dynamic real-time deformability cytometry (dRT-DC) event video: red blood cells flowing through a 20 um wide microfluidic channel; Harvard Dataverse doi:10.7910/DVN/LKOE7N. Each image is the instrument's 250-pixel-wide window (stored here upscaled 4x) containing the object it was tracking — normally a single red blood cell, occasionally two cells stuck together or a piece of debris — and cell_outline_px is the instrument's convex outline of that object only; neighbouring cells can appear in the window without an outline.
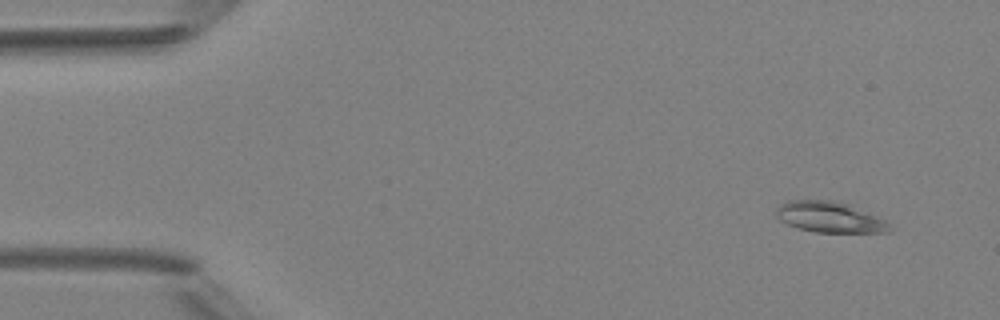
{"species": "Egyptian fruit bat (a non-hibernating species)", "species_latin": "Rousettus aegyptiacus", "temperature_condition": "room temperature", "stored_images_in_passage": 4, "camera_frame_rate_fps": 3000, "um_per_image_px": 0.085, "animal": {"sex": "female"}, "frame": {"image": 1, "passage_image": 1, "time_ms": 0.0, "image_size_px": [1000, 320], "cell_outline_px": [[892, 232], [816, 232], [800, 228], [788, 224], [780, 220], [776, 216], [776, 208], [780, 204], [788, 200], [832, 200], [848, 204], [884, 220], [888, 224]], "centroid_in_image_um": [70.47, 18.45], "position_along_channel_um": 14.5, "area_um2": 20.0}}
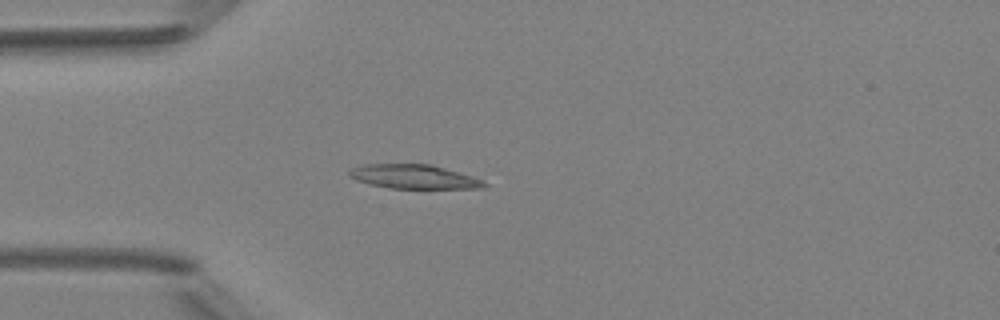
{"frame": {"image": 2, "passage_image": 4, "time_ms": 3.333, "image_size_px": [1000, 320], "cell_outline_px": [[488, 184], [480, 188], [388, 188], [368, 184], [356, 180], [348, 176], [348, 172], [352, 168], [364, 164], [432, 164], [472, 176], [484, 180]], "centroid_in_image_um": [35.15, 15.01], "position_along_channel_um": 49.8, "area_um2": 18.96}}